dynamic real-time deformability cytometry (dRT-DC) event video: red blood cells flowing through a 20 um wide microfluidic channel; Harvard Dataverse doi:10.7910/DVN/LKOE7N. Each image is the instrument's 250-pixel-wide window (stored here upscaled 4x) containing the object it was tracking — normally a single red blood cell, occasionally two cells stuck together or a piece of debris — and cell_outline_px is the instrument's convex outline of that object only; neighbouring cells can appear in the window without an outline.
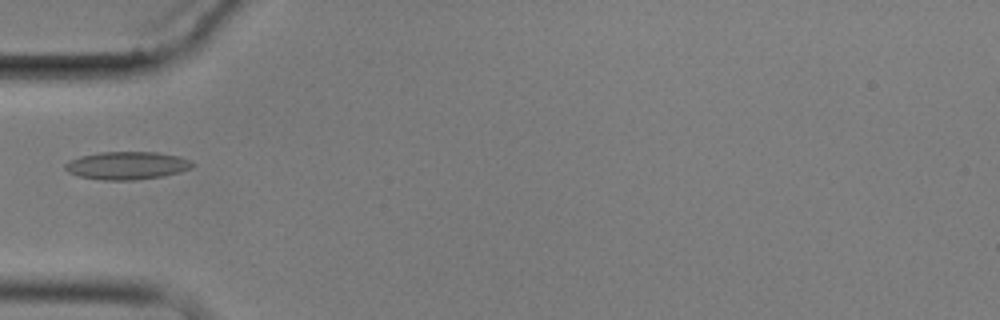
{"species": "common noctule bat (a hibernating species)", "species_latin": "Nyctalus noctula", "temperature_condition": "cold", "stored_images_in_passage": 5, "camera_frame_rate_fps": 3000, "um_per_image_px": 0.085, "animal": {"sex": "male", "body_mass_g": 17.9}, "frame": {"image": 1, "passage_image": 5, "time_ms": 6.0, "image_size_px": [1000, 320], "cell_outline_px": [[196, 164], [192, 168], [180, 172], [160, 176], [136, 180], [104, 180], [80, 176], [68, 172], [64, 168], [64, 164], [68, 160], [80, 156], [100, 152], [156, 152], [180, 156], [192, 160]], "centroid_in_image_um": [10.81, 14.06], "position_along_channel_um": 74.2, "area_um2": 20.81}}